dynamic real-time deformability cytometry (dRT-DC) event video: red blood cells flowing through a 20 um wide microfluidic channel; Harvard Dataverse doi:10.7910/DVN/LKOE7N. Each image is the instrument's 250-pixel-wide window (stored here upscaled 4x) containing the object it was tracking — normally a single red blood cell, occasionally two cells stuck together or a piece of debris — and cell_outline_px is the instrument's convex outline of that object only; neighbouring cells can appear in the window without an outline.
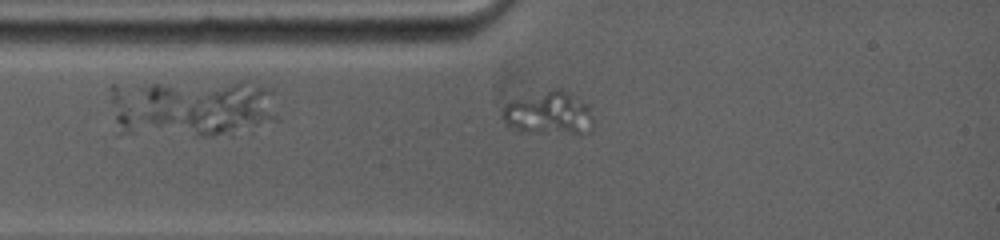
{"species": "common noctule bat (a hibernating species)", "species_latin": "Nyctalus noctula", "temperature_condition": "warm", "stored_images_in_passage": 2, "camera_frame_rate_fps": 5000, "um_per_image_px": 0.085, "animal": {"sex": "female", "body_mass_g": 19.0, "forearm_length_mm": 53.3}, "frame": {"image": 1, "passage_image": 2, "time_ms": 1.0, "image_size_px": [1000, 240], "cell_outline_px": [[592, 128], [588, 132], [520, 132], [504, 124], [500, 116], [500, 112], [508, 104], [516, 100], [556, 88], [560, 88], [588, 104], [592, 120]], "centroid_in_image_um": [46.61, 9.64], "position_along_channel_um": 38.4, "area_um2": 22.37}}